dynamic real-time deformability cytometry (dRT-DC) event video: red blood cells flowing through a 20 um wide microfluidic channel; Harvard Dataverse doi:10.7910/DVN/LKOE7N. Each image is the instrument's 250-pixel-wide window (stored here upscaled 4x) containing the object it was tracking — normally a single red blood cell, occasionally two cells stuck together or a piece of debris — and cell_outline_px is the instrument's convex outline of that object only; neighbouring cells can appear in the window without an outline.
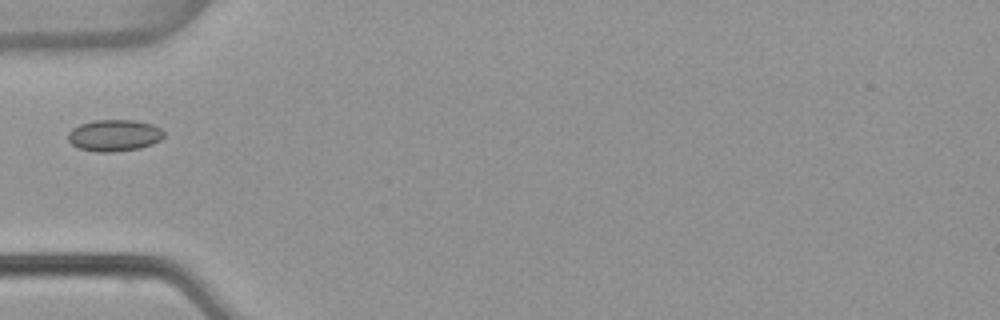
{"species": "common noctule bat (a hibernating species)", "species_latin": "Nyctalus noctula", "temperature_condition": "warm", "stored_images_in_passage": 5, "camera_frame_rate_fps": 3000, "um_per_image_px": 0.085, "animal": {"sex": "female", "body_mass_g": 22.7, "forearm_length_mm": 54.2}, "frame": {"image": 1, "passage_image": 4, "time_ms": 1.0, "image_size_px": [1000, 320], "cell_outline_px": [[164, 136], [160, 140], [152, 144], [140, 148], [116, 152], [96, 152], [80, 148], [72, 144], [68, 140], [68, 132], [72, 128], [80, 124], [96, 120], [136, 120], [152, 124], [160, 128], [164, 132]], "centroid_in_image_um": [9.72, 11.51], "position_along_channel_um": 75.3, "area_um2": 17.74}}
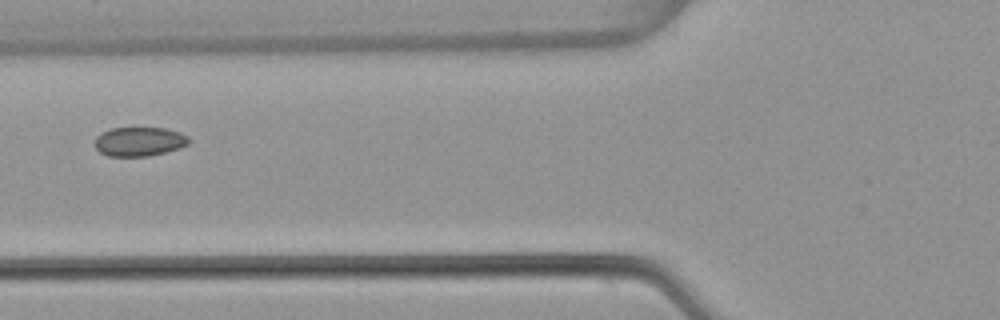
{"frame": {"image": 2, "passage_image": 5, "time_ms": 1.333, "image_size_px": [1000, 320], "cell_outline_px": [[188, 144], [180, 148], [148, 156], [108, 156], [100, 152], [96, 148], [96, 136], [112, 128], [164, 128], [180, 132], [188, 136]], "centroid_in_image_um": [11.85, 12.03], "position_along_channel_um": 114.0, "area_um2": 15.78}}